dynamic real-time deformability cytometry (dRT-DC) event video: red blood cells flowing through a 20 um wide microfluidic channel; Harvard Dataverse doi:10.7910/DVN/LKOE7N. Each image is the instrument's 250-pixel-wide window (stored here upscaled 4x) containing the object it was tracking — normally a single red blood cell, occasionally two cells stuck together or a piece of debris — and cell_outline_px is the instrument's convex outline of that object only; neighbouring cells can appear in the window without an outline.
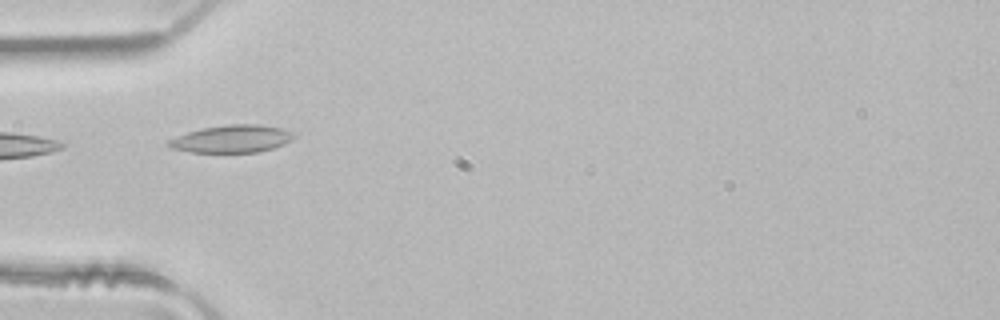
{"species": "common noctule bat (a hibernating species)", "species_latin": "Nyctalus noctula", "temperature_condition": "room temperature", "stored_images_in_passage": 4, "camera_frame_rate_fps": 3000, "um_per_image_px": 0.085, "animal": {"sex": "male", "body_mass_g": 21.5, "forearm_length_mm": 52.0}, "frame": {"image": 1, "passage_image": 1, "time_ms": 0.0, "image_size_px": [1000, 320], "cell_outline_px": [[296, 136], [292, 140], [284, 144], [272, 148], [256, 152], [192, 152], [168, 148], [164, 144], [168, 140], [188, 132], [200, 128], [228, 124], [260, 124], [280, 128], [292, 132]], "centroid_in_image_um": [19.67, 11.8], "position_along_channel_um": 65.3, "area_um2": 20.17}}
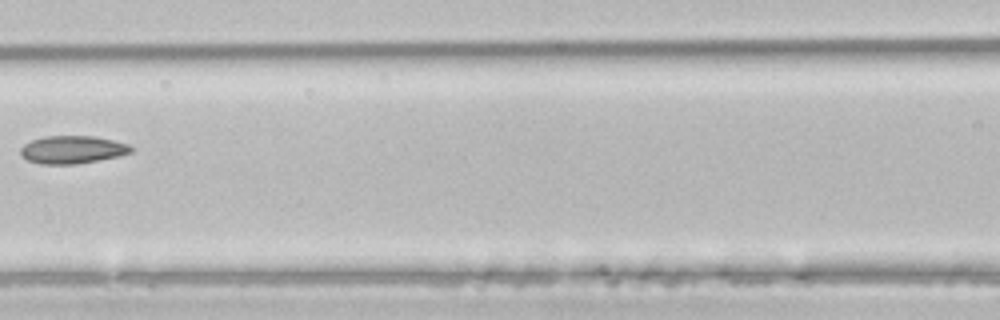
{"frame": {"image": 2, "passage_image": 3, "time_ms": 0.667, "image_size_px": [1000, 320], "cell_outline_px": [[132, 152], [120, 156], [76, 164], [40, 164], [28, 160], [20, 156], [20, 148], [24, 144], [32, 140], [44, 136], [96, 136], [128, 144], [132, 148]], "centroid_in_image_um": [6.13, 12.72], "position_along_channel_um": 160.5, "area_um2": 17.98}}
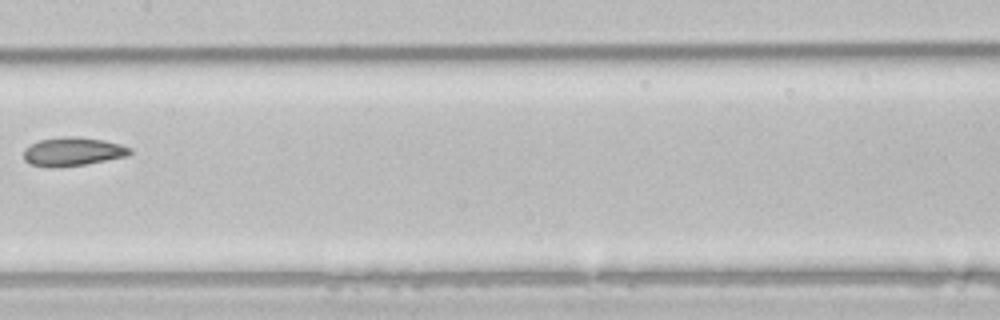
{"frame": {"image": 3, "passage_image": 4, "time_ms": 1.0, "image_size_px": [1000, 320], "cell_outline_px": [[132, 152], [128, 156], [84, 164], [52, 168], [48, 168], [32, 164], [24, 160], [24, 148], [40, 140], [64, 136], [76, 136], [104, 140], [120, 144], [132, 148]], "centroid_in_image_um": [6.19, 12.88], "position_along_channel_um": 201.2, "area_um2": 17.74}}